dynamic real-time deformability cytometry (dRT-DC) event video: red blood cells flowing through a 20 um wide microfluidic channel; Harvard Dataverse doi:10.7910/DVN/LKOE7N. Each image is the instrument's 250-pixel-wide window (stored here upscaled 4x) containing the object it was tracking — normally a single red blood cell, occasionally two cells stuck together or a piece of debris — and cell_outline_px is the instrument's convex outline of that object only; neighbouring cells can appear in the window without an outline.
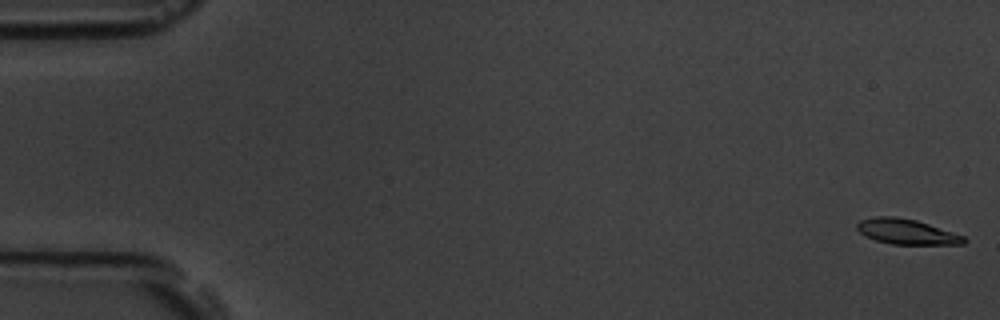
{"species": "common noctule bat (a hibernating species)", "species_latin": "Nyctalus noctula", "temperature_condition": "room temperature", "stored_images_in_passage": 14, "camera_frame_rate_fps": 3000, "um_per_image_px": 0.085, "animal": {"sex": "male", "body_mass_g": 19.5, "forearm_length_mm": 54.6}, "frame": {"image": 1, "passage_image": 1, "time_ms": 0.0, "image_size_px": [1000, 320], "cell_outline_px": [[968, 240], [964, 244], [892, 244], [876, 240], [860, 232], [856, 228], [856, 224], [860, 220], [876, 216], [896, 216], [916, 220], [964, 236]], "centroid_in_image_um": [77.06, 19.68], "position_along_channel_um": 7.9, "area_um2": 15.55}}